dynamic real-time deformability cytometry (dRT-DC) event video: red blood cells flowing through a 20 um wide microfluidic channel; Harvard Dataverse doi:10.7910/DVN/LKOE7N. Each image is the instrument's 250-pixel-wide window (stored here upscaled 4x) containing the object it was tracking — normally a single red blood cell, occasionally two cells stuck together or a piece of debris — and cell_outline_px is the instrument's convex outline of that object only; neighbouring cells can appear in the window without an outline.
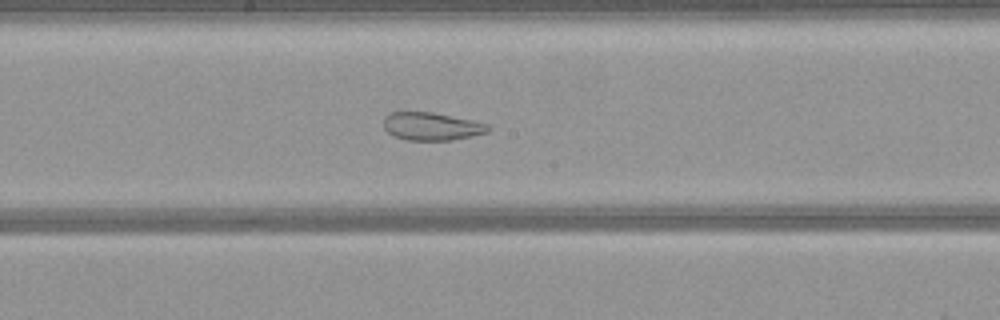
{"species": "common noctule bat (a hibernating species)", "species_latin": "Nyctalus noctula", "temperature_condition": "warm", "stored_images_in_passage": 52, "camera_frame_rate_fps": 3000, "um_per_image_px": 0.085, "animal": {"sex": "female", "body_mass_g": 21.9}, "frame": {"image": 1, "passage_image": 27, "time_ms": 8.667, "image_size_px": [1000, 320], "cell_outline_px": [[492, 128], [488, 132], [472, 136], [452, 140], [408, 140], [392, 136], [384, 128], [384, 116], [388, 112], [432, 112], [472, 120], [488, 124]], "centroid_in_image_um": [36.68, 10.74], "position_along_channel_um": 211.5, "area_um2": 17.11}}
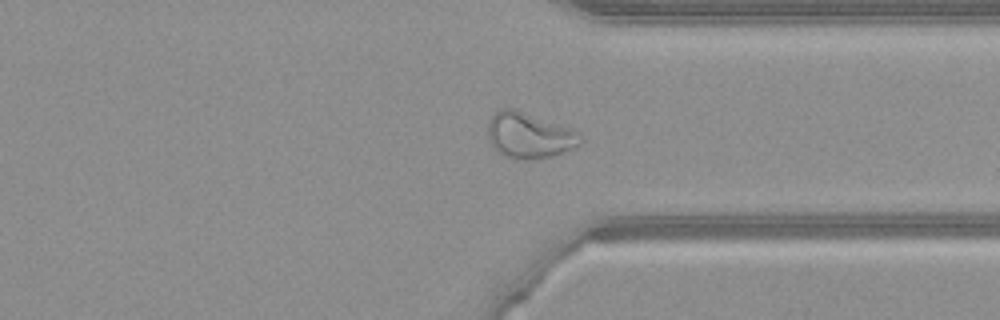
{"frame": {"image": 2, "passage_image": 39, "time_ms": 12.667, "image_size_px": [1000, 320], "cell_outline_px": [[584, 140], [580, 144], [564, 152], [548, 156], [528, 160], [504, 156], [488, 140], [488, 120], [500, 108], [512, 108], [572, 128]], "centroid_in_image_um": [44.98, 11.49], "position_along_channel_um": 366.4, "area_um2": 24.33}}
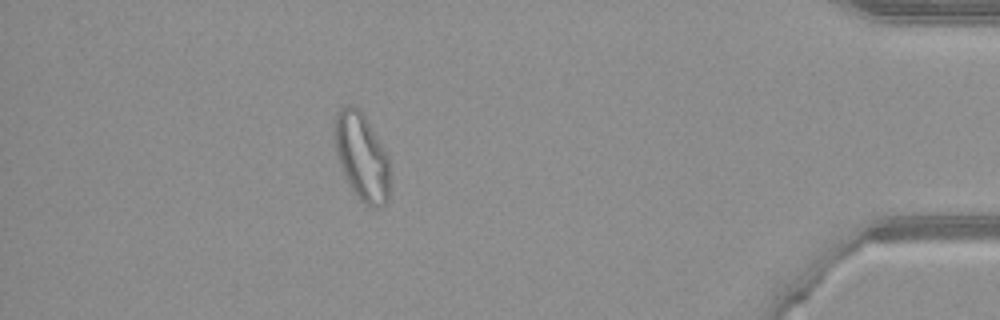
{"frame": {"image": 3, "passage_image": 46, "time_ms": 15.0, "image_size_px": [1000, 320], "cell_outline_px": [[388, 200], [384, 204], [376, 208], [364, 204], [356, 196], [340, 168], [336, 152], [336, 112], [340, 104], [352, 104], [360, 108], [388, 156]], "centroid_in_image_um": [30.73, 13.29], "position_along_channel_um": 404.5, "area_um2": 27.86}}